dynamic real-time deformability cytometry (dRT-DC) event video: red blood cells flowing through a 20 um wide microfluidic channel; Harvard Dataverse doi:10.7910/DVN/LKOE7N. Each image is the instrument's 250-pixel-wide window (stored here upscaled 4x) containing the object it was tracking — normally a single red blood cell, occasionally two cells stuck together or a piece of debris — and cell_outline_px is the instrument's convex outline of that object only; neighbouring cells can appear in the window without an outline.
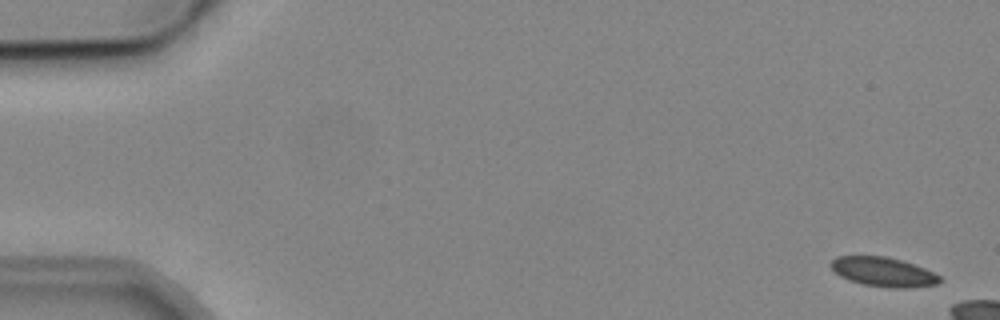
{"species": "common noctule bat (a hibernating species)", "species_latin": "Nyctalus noctula", "temperature_condition": "cold", "stored_images_in_passage": 6, "camera_frame_rate_fps": 3000, "um_per_image_px": 0.085, "animal": {"sex": "male", "body_mass_g": 19.2, "forearm_length_mm": 51.8}, "frame": {"image": 1, "passage_image": 1, "time_ms": 0.0, "image_size_px": [1000, 320], "cell_outline_px": [[944, 280], [940, 284], [908, 288], [892, 288], [864, 284], [848, 280], [840, 276], [828, 264], [836, 256], [888, 256], [924, 268], [940, 276]], "centroid_in_image_um": [75.1, 23.11], "position_along_channel_um": 9.9, "area_um2": 18.67}}
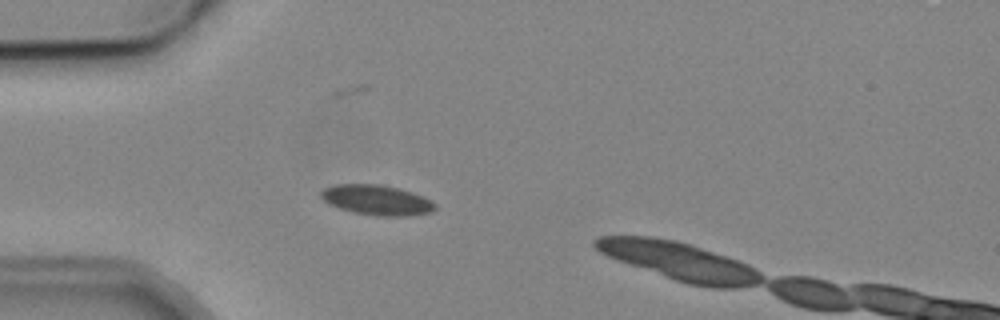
{"frame": {"image": 2, "passage_image": 5, "time_ms": 4.667, "image_size_px": [1000, 320], "cell_outline_px": [[436, 208], [432, 212], [404, 216], [384, 216], [356, 212], [340, 208], [328, 204], [320, 196], [320, 192], [324, 188], [336, 184], [380, 184], [412, 192], [432, 200], [436, 204]], "centroid_in_image_um": [32.03, 16.99], "position_along_channel_um": 53.0, "area_um2": 19.83}}